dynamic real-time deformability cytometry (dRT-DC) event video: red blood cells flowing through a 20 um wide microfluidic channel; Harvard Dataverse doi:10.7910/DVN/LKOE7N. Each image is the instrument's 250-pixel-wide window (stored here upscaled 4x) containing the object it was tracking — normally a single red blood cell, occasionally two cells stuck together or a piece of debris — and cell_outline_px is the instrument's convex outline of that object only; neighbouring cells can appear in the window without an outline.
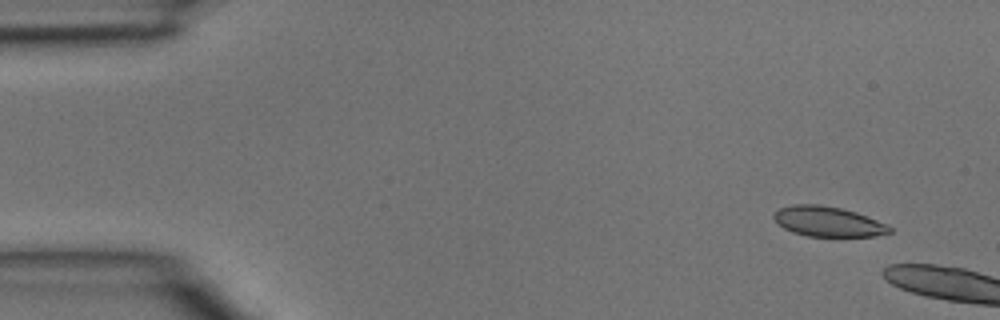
{"species": "common noctule bat (a hibernating species)", "species_latin": "Nyctalus noctula", "temperature_condition": "room temperature", "stored_images_in_passage": 2, "camera_frame_rate_fps": 3000, "um_per_image_px": 0.085, "animal": {"sex": "male", "body_mass_g": 15.6}, "frame": {"image": 1, "passage_image": 1, "time_ms": 0.0, "image_size_px": [1000, 320], "cell_outline_px": [[892, 232], [876, 236], [808, 236], [792, 232], [784, 228], [772, 216], [772, 212], [780, 208], [796, 204], [820, 204], [840, 208], [856, 212], [888, 224], [892, 228]], "centroid_in_image_um": [70.39, 18.83], "position_along_channel_um": 14.6, "area_um2": 20.29}}